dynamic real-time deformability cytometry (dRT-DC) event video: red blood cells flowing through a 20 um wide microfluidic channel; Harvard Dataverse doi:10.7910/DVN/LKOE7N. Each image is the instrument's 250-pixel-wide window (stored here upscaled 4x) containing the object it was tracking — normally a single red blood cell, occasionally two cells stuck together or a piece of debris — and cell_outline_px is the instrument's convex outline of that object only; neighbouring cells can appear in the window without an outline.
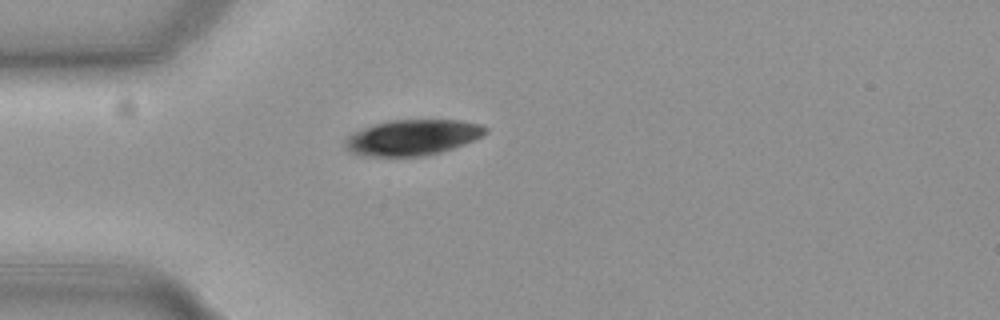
{"species": "common noctule bat (a hibernating species)", "species_latin": "Nyctalus noctula", "temperature_condition": "cold", "stored_images_in_passage": 42, "camera_frame_rate_fps": 3000, "um_per_image_px": 0.085, "animal": {"sex": "female", "body_mass_g": 19.3, "forearm_length_mm": 54.1}, "frame": {"image": 1, "passage_image": 2, "time_ms": 0.333, "image_size_px": [1000, 320], "cell_outline_px": [[488, 132], [464, 144], [440, 152], [424, 156], [360, 156], [348, 152], [344, 148], [344, 140], [352, 132], [388, 120], [460, 120], [480, 124], [488, 128]], "centroid_in_image_um": [35.01, 11.69], "position_along_channel_um": 50.0, "area_um2": 29.25}}
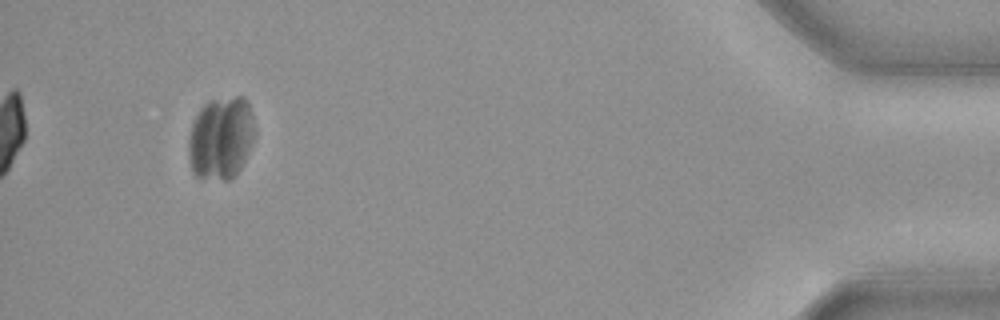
{"frame": {"image": 2, "passage_image": 39, "time_ms": 12.667, "image_size_px": [1000, 320], "cell_outline_px": [[256, 136], [240, 168], [228, 180], [224, 180], [196, 176], [192, 168], [188, 148], [188, 144], [192, 124], [200, 108], [208, 100], [236, 96], [244, 96], [248, 100], [252, 112], [256, 128]], "centroid_in_image_um": [18.82, 11.67], "position_along_channel_um": 416.4, "area_um2": 32.08}}